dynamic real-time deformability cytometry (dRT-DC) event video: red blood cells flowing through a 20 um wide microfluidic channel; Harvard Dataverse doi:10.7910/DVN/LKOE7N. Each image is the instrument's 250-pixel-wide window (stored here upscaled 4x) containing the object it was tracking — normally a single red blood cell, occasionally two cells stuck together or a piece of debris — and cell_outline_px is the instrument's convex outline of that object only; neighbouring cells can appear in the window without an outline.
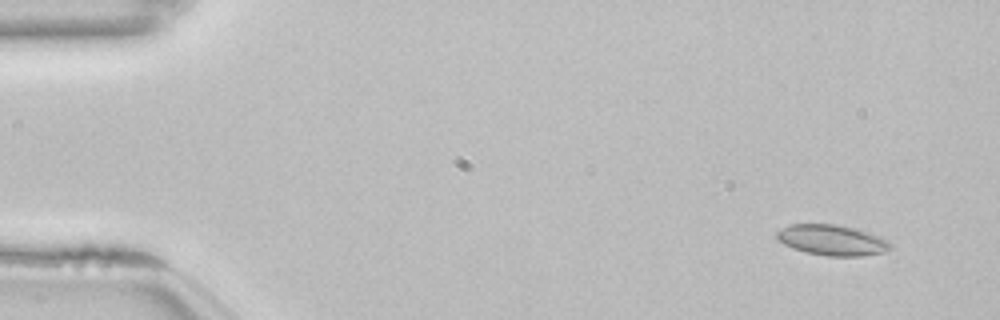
{"species": "common noctule bat (a hibernating species)", "species_latin": "Nyctalus noctula", "temperature_condition": "room temperature", "stored_images_in_passage": 54, "camera_frame_rate_fps": 3000, "um_per_image_px": 0.085, "animal": {"sex": "female", "body_mass_g": 22.7, "forearm_length_mm": 54.2}, "frame": {"image": 1, "passage_image": 4, "time_ms": 1.0, "image_size_px": [1000, 320], "cell_outline_px": [[892, 248], [884, 252], [864, 256], [828, 256], [804, 252], [792, 248], [776, 240], [776, 232], [788, 224], [836, 224], [856, 228], [880, 236], [888, 240], [892, 244]], "centroid_in_image_um": [70.73, 20.41], "position_along_channel_um": 14.3, "area_um2": 20.58}}
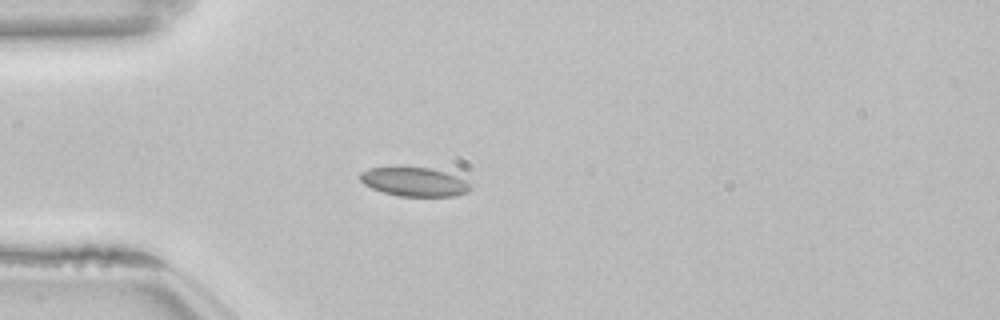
{"frame": {"image": 2, "passage_image": 15, "time_ms": 4.667, "image_size_px": [1000, 320], "cell_outline_px": [[472, 188], [468, 192], [456, 196], [400, 196], [384, 192], [372, 188], [364, 184], [360, 180], [360, 172], [368, 168], [428, 168], [444, 172], [456, 176], [464, 180]], "centroid_in_image_um": [35.21, 15.47], "position_along_channel_um": 49.8, "area_um2": 18.21}}
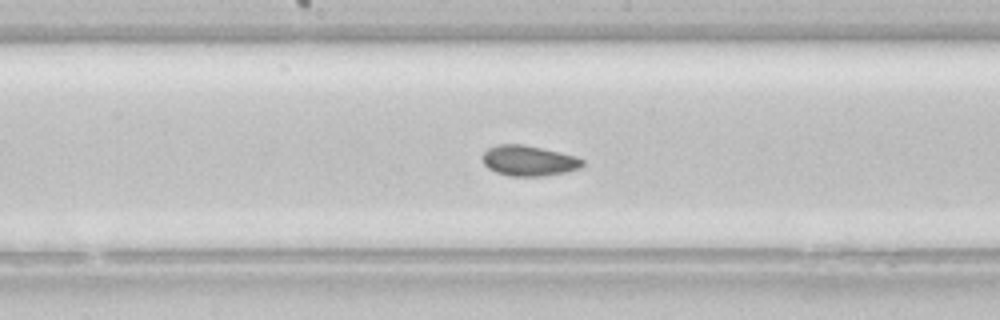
{"frame": {"image": 3, "passage_image": 28, "time_ms": 9.0, "image_size_px": [1000, 320], "cell_outline_px": [[584, 164], [580, 168], [564, 172], [544, 176], [508, 176], [496, 172], [488, 168], [484, 164], [480, 156], [488, 148], [496, 144], [524, 144], [544, 148], [576, 156], [584, 160]], "centroid_in_image_um": [44.92, 13.65], "position_along_channel_um": 203.3, "area_um2": 17.98}, "authors_computed_cell_mechanics": {"area_um2": 18.6694, "velocity_mm_per_s": 3.8329, "shape_relaxation_time_tau1_ms": null, "shape_relaxation_time_tau2_ms": 2.0892, "deformation_change_tau1": null, "deformation_change_tau2": 0.0665}}